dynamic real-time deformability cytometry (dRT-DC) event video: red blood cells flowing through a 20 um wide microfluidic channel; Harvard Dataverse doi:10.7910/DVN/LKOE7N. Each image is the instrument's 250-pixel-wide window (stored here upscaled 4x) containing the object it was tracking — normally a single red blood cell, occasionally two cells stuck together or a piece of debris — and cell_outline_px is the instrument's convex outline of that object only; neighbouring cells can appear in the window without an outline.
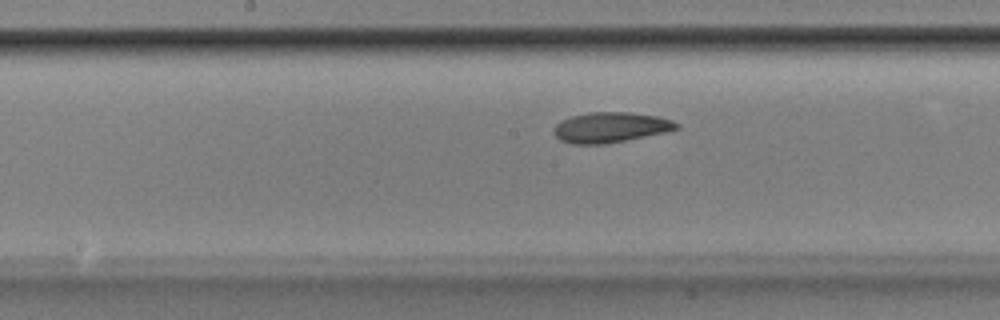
{"species": "Egyptian fruit bat (a non-hibernating species)", "species_latin": "Rousettus aegyptiacus", "temperature_condition": "room temperature", "stored_images_in_passage": 39, "camera_frame_rate_fps": 3000, "um_per_image_px": 0.085, "animal": {"sex": "male"}, "frame": {"image": 1, "passage_image": 19, "time_ms": 6.0, "image_size_px": [1000, 320], "cell_outline_px": [[680, 128], [664, 132], [604, 144], [572, 144], [560, 140], [552, 132], [552, 128], [560, 120], [572, 116], [588, 112], [628, 112], [656, 116], [672, 120], [680, 124]], "centroid_in_image_um": [51.85, 10.82], "position_along_channel_um": 196.4, "area_um2": 21.62}}
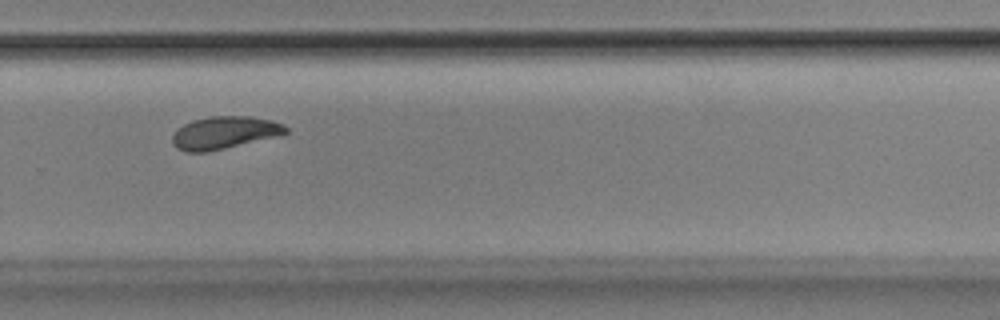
{"frame": {"image": 2, "passage_image": 28, "time_ms": 9.0, "image_size_px": [1000, 320], "cell_outline_px": [[288, 132], [224, 148], [204, 152], [184, 152], [176, 148], [172, 144], [172, 136], [176, 128], [192, 120], [212, 116], [248, 116], [272, 120], [288, 128]], "centroid_in_image_um": [18.97, 11.27], "position_along_channel_um": 310.8, "area_um2": 21.1}}
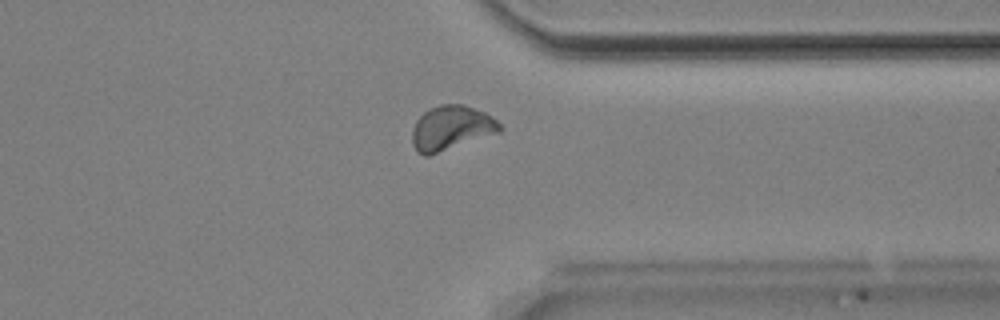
{"frame": {"image": 3, "passage_image": 33, "time_ms": 10.667, "image_size_px": [1000, 320], "cell_outline_px": [[504, 128], [500, 132], [428, 156], [424, 156], [416, 152], [412, 144], [412, 128], [416, 120], [428, 108], [440, 104], [464, 104], [484, 112], [492, 116]], "centroid_in_image_um": [38.33, 10.87], "position_along_channel_um": 373.1, "area_um2": 22.89}}